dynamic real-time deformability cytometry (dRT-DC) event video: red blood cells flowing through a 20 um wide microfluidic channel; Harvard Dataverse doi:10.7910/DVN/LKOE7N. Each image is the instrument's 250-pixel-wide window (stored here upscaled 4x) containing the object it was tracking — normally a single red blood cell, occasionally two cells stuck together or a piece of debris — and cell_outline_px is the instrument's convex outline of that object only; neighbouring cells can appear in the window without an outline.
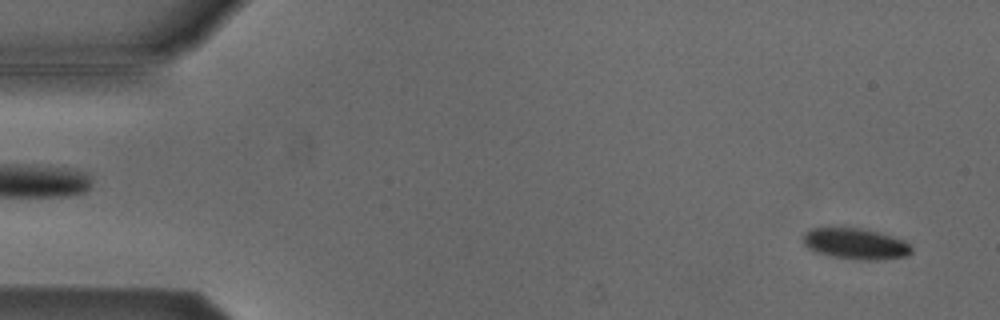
{"species": "Egyptian fruit bat (a non-hibernating species)", "species_latin": "Rousettus aegyptiacus", "temperature_condition": "cold", "stored_images_in_passage": 53, "camera_frame_rate_fps": 3000, "um_per_image_px": 0.085, "animal": {"sex": "male"}, "frame": {"image": 1, "passage_image": 3, "time_ms": 0.667, "image_size_px": [1000, 320], "cell_outline_px": [[912, 252], [908, 256], [876, 260], [864, 260], [828, 256], [816, 252], [808, 248], [804, 244], [804, 232], [812, 228], [860, 228], [892, 236], [904, 240], [912, 248]], "centroid_in_image_um": [72.72, 20.73], "position_along_channel_um": 12.3, "area_um2": 19.48}}
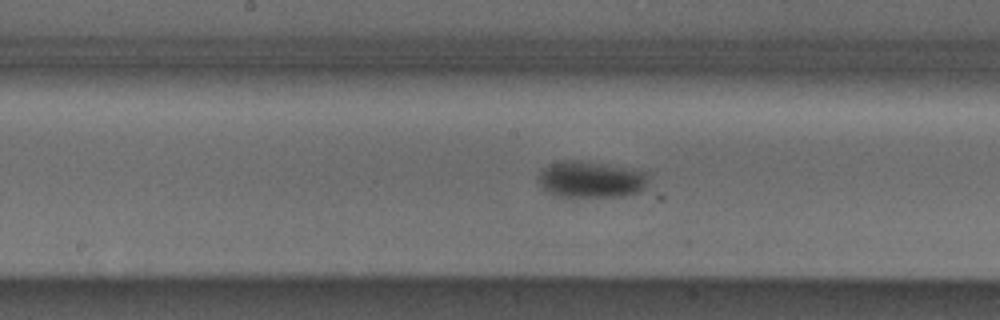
{"frame": {"image": 2, "passage_image": 27, "time_ms": 8.667, "image_size_px": [1000, 320], "cell_outline_px": [[652, 172], [644, 188], [640, 192], [624, 196], [572, 200], [556, 196], [548, 192], [536, 180], [540, 172], [544, 168], [552, 164], [564, 160], [576, 160]], "centroid_in_image_um": [50.24, 15.32], "position_along_channel_um": 198.0, "area_um2": 24.28}}
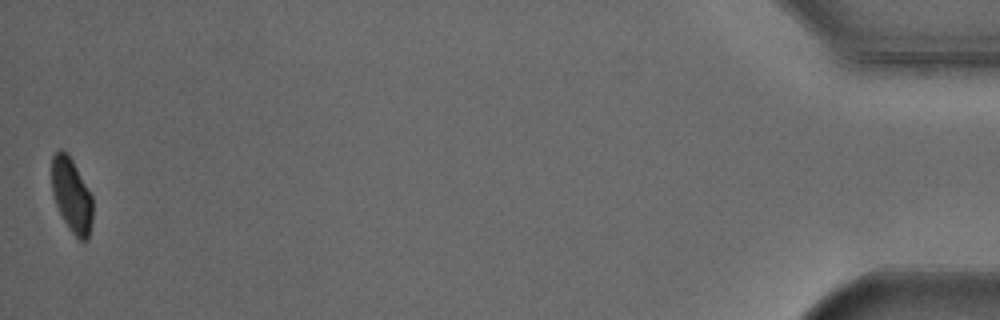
{"frame": {"image": 3, "passage_image": 53, "time_ms": 17.333, "image_size_px": [1000, 320], "cell_outline_px": [[92, 220], [88, 240], [80, 240], [72, 232], [64, 220], [56, 204], [52, 192], [52, 156], [60, 148], [68, 152], [92, 196]], "centroid_in_image_um": [6.09, 16.57], "position_along_channel_um": 429.1, "area_um2": 17.57}, "authors_computed_cell_mechanics": {"area_um2": 20.9236, "velocity_mm_per_s": 3.8172, "shape_relaxation_time_tau1_ms": 10.1489, "shape_relaxation_time_tau2_ms": null, "deformation_change_tau1": 0.1489, "deformation_change_tau2": null}}